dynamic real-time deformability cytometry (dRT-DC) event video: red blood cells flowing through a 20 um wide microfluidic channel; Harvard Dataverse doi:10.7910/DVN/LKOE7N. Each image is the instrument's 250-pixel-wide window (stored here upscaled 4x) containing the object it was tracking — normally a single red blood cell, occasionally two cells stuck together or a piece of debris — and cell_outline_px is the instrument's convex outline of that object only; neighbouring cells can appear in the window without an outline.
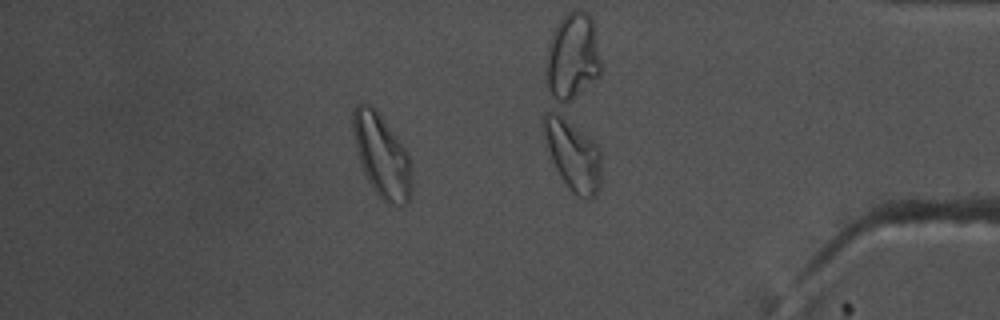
{"species": "common noctule bat (a hibernating species)", "species_latin": "Nyctalus noctula", "temperature_condition": "warm", "stored_images_in_passage": 40, "camera_frame_rate_fps": 3000, "um_per_image_px": 0.085, "animal": {"sex": "male", "body_mass_g": 17.5, "forearm_length_mm": 52.3}, "frame": {"image": 1, "passage_image": 34, "time_ms": 11.0, "image_size_px": [1000, 320], "cell_outline_px": [[412, 196], [408, 204], [400, 208], [388, 204], [376, 192], [368, 180], [364, 172], [356, 148], [352, 128], [352, 108], [356, 104], [368, 104], [376, 108], [408, 152], [412, 164]], "centroid_in_image_um": [32.49, 13.27], "position_along_channel_um": 402.7, "area_um2": 28.96}}